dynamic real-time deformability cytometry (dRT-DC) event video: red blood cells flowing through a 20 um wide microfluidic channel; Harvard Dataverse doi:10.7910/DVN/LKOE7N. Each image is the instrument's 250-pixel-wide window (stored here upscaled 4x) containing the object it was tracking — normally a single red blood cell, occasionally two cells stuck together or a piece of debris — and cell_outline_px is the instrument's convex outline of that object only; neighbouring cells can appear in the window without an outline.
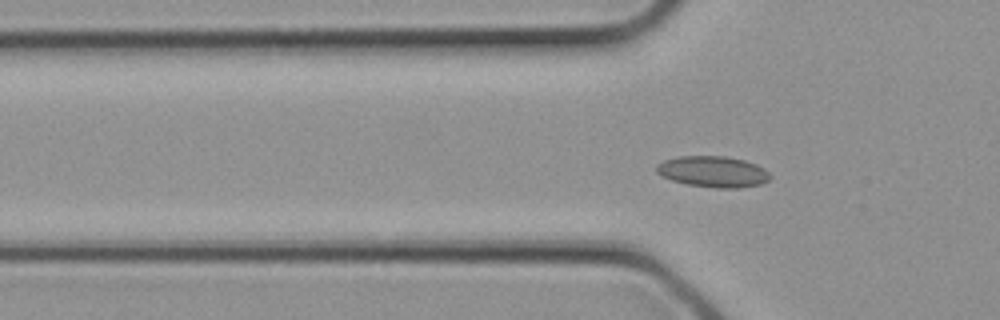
{"species": "common noctule bat (a hibernating species)", "species_latin": "Nyctalus noctula", "temperature_condition": "cold", "stored_images_in_passage": 3, "segment_of_instrument_passage": [2, 2], "camera_frame_rate_fps": 3000, "um_per_image_px": 0.085, "animal": {"sex": "female", "body_mass_g": 21.9}, "frame": {"image": 1, "passage_image": 3, "time_ms": 0.667, "image_size_px": [1000, 320], "cell_outline_px": [[772, 176], [768, 180], [760, 184], [740, 188], [716, 188], [688, 184], [672, 180], [656, 172], [656, 164], [664, 160], [680, 156], [724, 156], [744, 160], [756, 164], [764, 168]], "centroid_in_image_um": [60.62, 14.59], "position_along_channel_um": 65.2, "area_um2": 20.52}}